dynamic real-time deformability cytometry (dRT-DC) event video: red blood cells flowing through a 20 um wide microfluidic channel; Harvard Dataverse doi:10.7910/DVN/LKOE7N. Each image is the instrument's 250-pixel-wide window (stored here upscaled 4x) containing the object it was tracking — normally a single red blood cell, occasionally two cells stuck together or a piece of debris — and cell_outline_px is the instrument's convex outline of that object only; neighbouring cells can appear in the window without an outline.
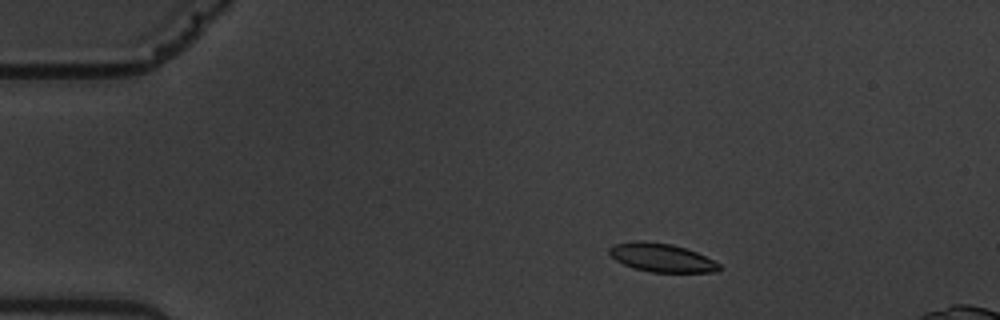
{"species": "common noctule bat (a hibernating species)", "species_latin": "Nyctalus noctula", "temperature_condition": "warm", "stored_images_in_passage": 5, "camera_frame_rate_fps": 3000, "um_per_image_px": 0.085, "animal": {"sex": "male", "body_mass_g": 19.5, "forearm_length_mm": 54.6}, "frame": {"image": 1, "passage_image": 2, "time_ms": 1.333, "image_size_px": [1000, 320], "cell_outline_px": [[724, 268], [716, 272], [652, 272], [636, 268], [624, 264], [616, 260], [608, 252], [608, 248], [612, 244], [632, 240], [640, 240], [672, 244], [696, 252], [720, 264]], "centroid_in_image_um": [56.22, 21.89], "position_along_channel_um": 28.8, "area_um2": 18.26}}